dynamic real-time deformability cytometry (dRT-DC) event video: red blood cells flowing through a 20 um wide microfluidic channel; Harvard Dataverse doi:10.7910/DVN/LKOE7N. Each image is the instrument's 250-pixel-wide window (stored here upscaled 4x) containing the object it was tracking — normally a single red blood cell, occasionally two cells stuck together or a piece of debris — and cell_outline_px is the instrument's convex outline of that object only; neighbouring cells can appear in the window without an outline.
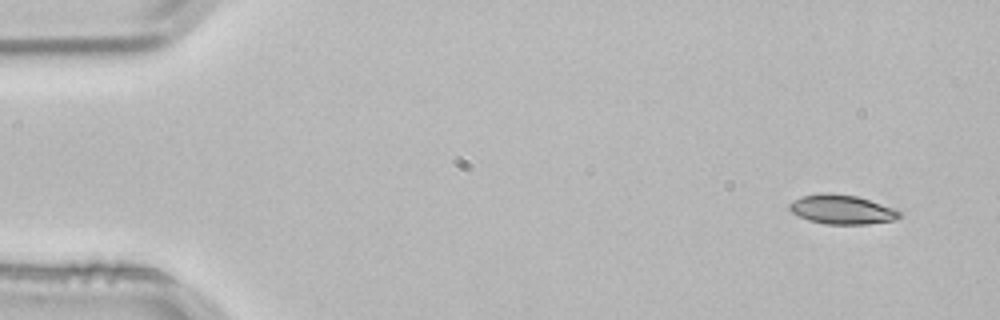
{"species": "common noctule bat (a hibernating species)", "species_latin": "Nyctalus noctula", "temperature_condition": "room temperature", "stored_images_in_passage": 3, "camera_frame_rate_fps": 3000, "um_per_image_px": 0.085, "animal": {"sex": "male", "body_mass_g": 21.5, "forearm_length_mm": 52.0}, "frame": {"image": 1, "passage_image": 1, "time_ms": 0.0, "image_size_px": [1000, 320], "cell_outline_px": [[904, 212], [896, 220], [868, 224], [824, 224], [808, 220], [792, 212], [788, 208], [788, 204], [792, 200], [800, 196], [828, 192], [856, 196]], "centroid_in_image_um": [71.53, 17.81], "position_along_channel_um": 13.5, "area_um2": 18.79}}
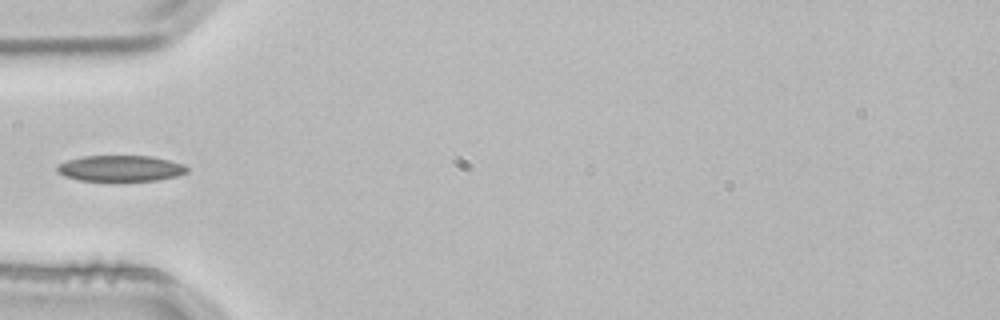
{"frame": {"image": 2, "passage_image": 3, "time_ms": 0.667, "image_size_px": [1000, 320], "cell_outline_px": [[188, 172], [176, 176], [156, 180], [80, 180], [64, 176], [56, 172], [56, 164], [68, 160], [84, 156], [152, 156], [184, 164], [188, 168]], "centroid_in_image_um": [10.22, 14.3], "position_along_channel_um": 74.8, "area_um2": 19.54}}